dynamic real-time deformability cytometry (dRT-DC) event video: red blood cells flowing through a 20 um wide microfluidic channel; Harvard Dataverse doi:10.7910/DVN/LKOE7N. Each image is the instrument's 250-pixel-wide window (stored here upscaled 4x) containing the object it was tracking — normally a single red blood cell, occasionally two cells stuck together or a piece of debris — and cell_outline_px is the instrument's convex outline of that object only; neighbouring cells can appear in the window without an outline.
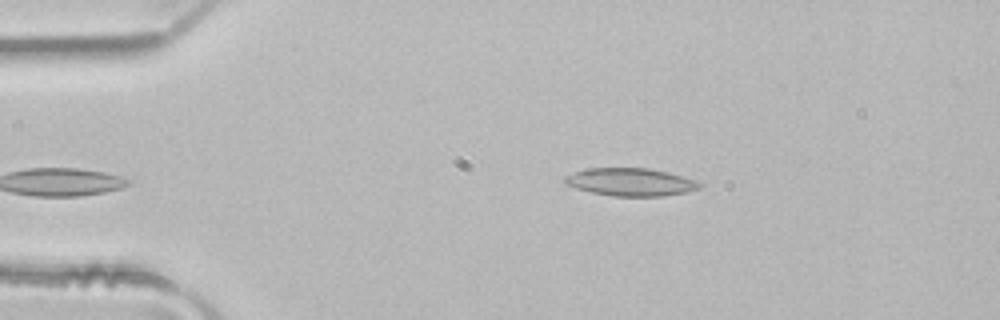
{"species": "common noctule bat (a hibernating species)", "species_latin": "Nyctalus noctula", "temperature_condition": "room temperature", "stored_images_in_passage": 4, "camera_frame_rate_fps": 3000, "um_per_image_px": 0.085, "animal": {"sex": "male", "body_mass_g": 21.5, "forearm_length_mm": 52.0}, "frame": {"image": 1, "passage_image": 4, "time_ms": 1.0, "image_size_px": [1000, 320], "cell_outline_px": [[704, 184], [700, 188], [688, 192], [664, 196], [612, 196], [592, 192], [576, 188], [568, 184], [564, 180], [564, 176], [588, 168], [648, 168], [668, 172], [696, 180]], "centroid_in_image_um": [53.66, 15.47], "position_along_channel_um": 31.3, "area_um2": 21.79}}